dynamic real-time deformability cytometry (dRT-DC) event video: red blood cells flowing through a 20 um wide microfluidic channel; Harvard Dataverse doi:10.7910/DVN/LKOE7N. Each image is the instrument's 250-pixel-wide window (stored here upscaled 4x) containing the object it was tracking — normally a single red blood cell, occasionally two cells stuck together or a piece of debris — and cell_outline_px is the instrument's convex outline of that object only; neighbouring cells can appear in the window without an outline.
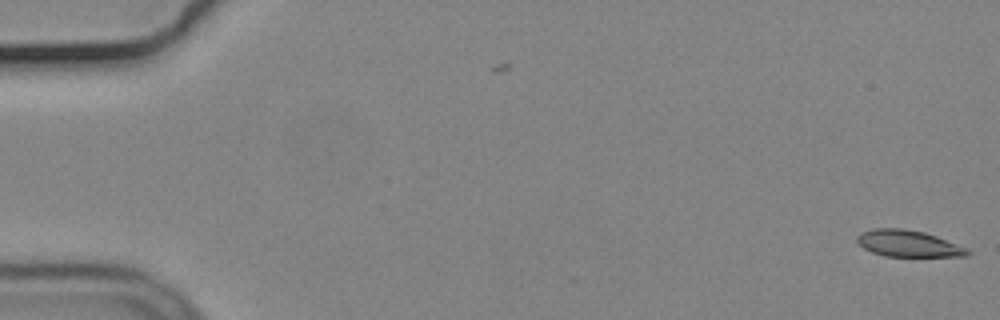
{"species": "common noctule bat (a hibernating species)", "species_latin": "Nyctalus noctula", "temperature_condition": "cold", "stored_images_in_passage": 17, "camera_frame_rate_fps": 3000, "um_per_image_px": 0.085, "animal": {"sex": "male", "body_mass_g": 19.2, "forearm_length_mm": 51.8}, "frame": {"image": 1, "passage_image": 1, "time_ms": 0.0, "image_size_px": [1000, 320], "cell_outline_px": [[972, 252], [968, 256], [884, 256], [872, 252], [864, 248], [856, 240], [856, 236], [860, 232], [872, 228], [904, 228], [924, 232], [936, 236], [968, 248]], "centroid_in_image_um": [77.19, 20.69], "position_along_channel_um": 7.8, "area_um2": 17.17}}